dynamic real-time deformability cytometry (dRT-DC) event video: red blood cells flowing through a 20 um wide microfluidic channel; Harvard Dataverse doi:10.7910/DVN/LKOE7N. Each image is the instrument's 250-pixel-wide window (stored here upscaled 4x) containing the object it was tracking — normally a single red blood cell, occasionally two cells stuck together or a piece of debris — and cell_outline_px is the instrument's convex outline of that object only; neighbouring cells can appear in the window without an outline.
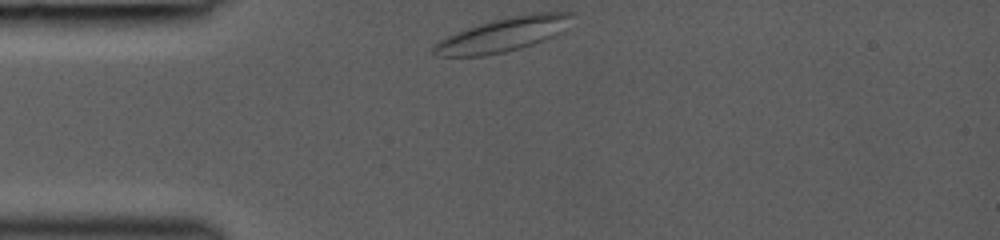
{"species": "common noctule bat (a hibernating species)", "species_latin": "Nyctalus noctula", "temperature_condition": "room temperature", "stored_images_in_passage": 24, "camera_frame_rate_fps": 3000, "um_per_image_px": 0.085, "animal": {"sex": "female", "body_mass_g": 19.0, "forearm_length_mm": 53.3}, "frame": {"image": 1, "passage_image": 1, "time_ms": 0.0, "image_size_px": [1000, 240], "cell_outline_px": [[572, 16], [560, 32], [544, 40], [520, 48], [504, 52], [484, 56], [436, 56], [432, 52], [432, 44], [456, 32], [492, 20], [512, 16], [536, 12], [572, 12]], "centroid_in_image_um": [42.7, 2.95], "position_along_channel_um": 42.3, "area_um2": 26.93}}
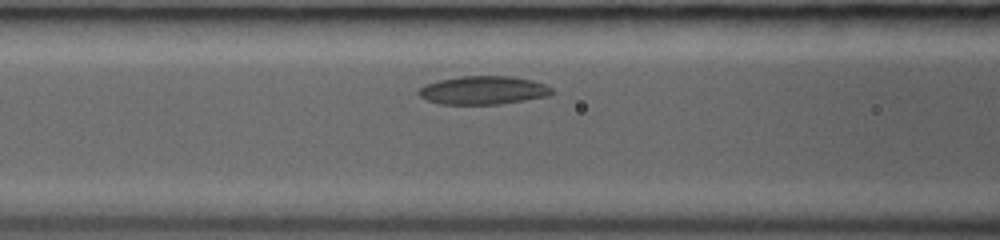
{"frame": {"image": 2, "passage_image": 12, "time_ms": 2.667, "image_size_px": [1000, 240], "cell_outline_px": [[552, 92], [548, 96], [500, 104], [440, 104], [428, 100], [420, 96], [416, 92], [424, 84], [440, 80], [460, 76], [512, 76], [532, 80], [544, 84], [552, 88]], "centroid_in_image_um": [41.06, 7.67], "position_along_channel_um": 125.5, "area_um2": 21.96}}
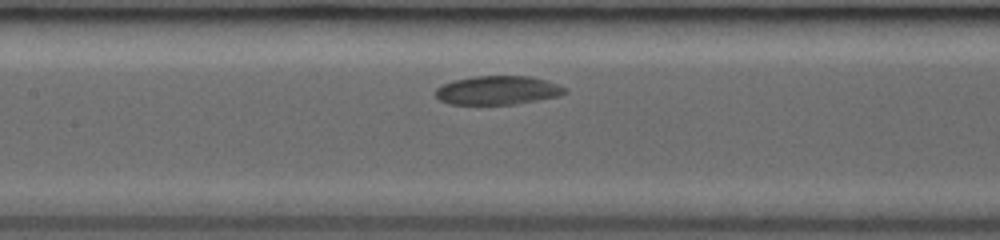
{"frame": {"image": 3, "passage_image": 19, "time_ms": 3.667, "image_size_px": [1000, 240], "cell_outline_px": [[568, 92], [556, 96], [516, 104], [448, 104], [440, 100], [436, 96], [436, 88], [444, 84], [456, 80], [472, 76], [528, 76], [544, 80], [568, 88]], "centroid_in_image_um": [42.29, 7.67], "position_along_channel_um": 165.1, "area_um2": 21.44}}